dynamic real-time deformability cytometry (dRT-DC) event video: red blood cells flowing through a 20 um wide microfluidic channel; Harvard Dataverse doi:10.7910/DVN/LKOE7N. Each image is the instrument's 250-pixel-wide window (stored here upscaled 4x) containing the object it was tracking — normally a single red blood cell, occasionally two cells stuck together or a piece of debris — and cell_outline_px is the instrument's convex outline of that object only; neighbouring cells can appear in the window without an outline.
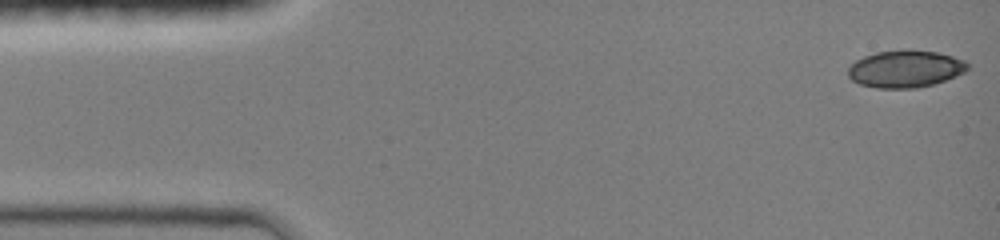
{"species": "common noctule bat (a hibernating species)", "species_latin": "Nyctalus noctula", "temperature_condition": "room temperature", "stored_images_in_passage": 45, "camera_frame_rate_fps": 3000, "um_per_image_px": 0.085, "animal": {"sex": "female", "body_mass_g": 19.0, "forearm_length_mm": 51.5}, "frame": {"image": 1, "passage_image": 1, "time_ms": 0.0, "image_size_px": [1000, 240], "cell_outline_px": [[968, 68], [964, 72], [956, 76], [932, 84], [916, 88], [876, 88], [860, 84], [852, 80], [848, 76], [848, 68], [856, 60], [864, 56], [876, 52], [904, 48], [908, 48], [936, 52], [952, 56], [964, 60], [968, 64]], "centroid_in_image_um": [76.93, 5.83], "position_along_channel_um": 8.1, "area_um2": 26.07}}
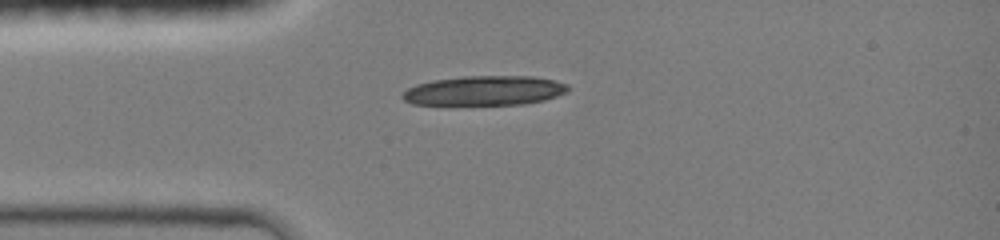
{"frame": {"image": 2, "passage_image": 11, "time_ms": 3.333, "image_size_px": [1000, 240], "cell_outline_px": [[568, 92], [544, 100], [524, 104], [412, 104], [404, 100], [400, 96], [408, 88], [416, 84], [432, 80], [464, 76], [532, 76], [552, 80], [568, 84]], "centroid_in_image_um": [41.17, 7.69], "position_along_channel_um": 43.8, "area_um2": 28.38}}